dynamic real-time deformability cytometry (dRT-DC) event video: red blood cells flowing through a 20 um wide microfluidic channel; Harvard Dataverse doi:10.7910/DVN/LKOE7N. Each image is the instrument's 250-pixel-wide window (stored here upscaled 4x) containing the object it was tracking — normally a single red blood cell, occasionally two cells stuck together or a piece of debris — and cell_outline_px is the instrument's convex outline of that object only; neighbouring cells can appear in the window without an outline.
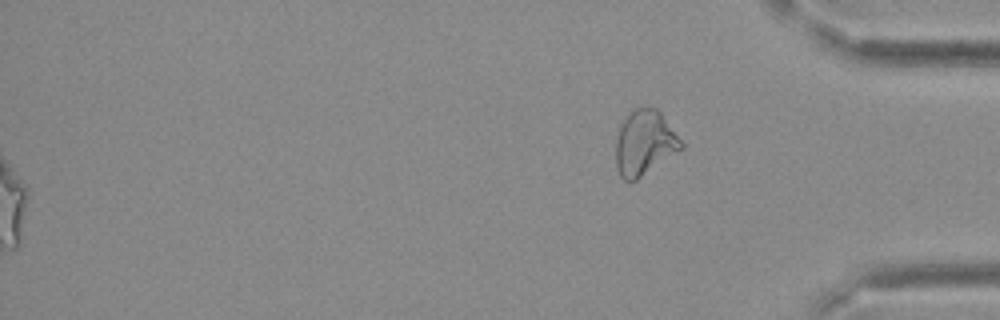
{"species": "Egyptian fruit bat (a non-hibernating species)", "species_latin": "Rousettus aegyptiacus", "temperature_condition": "cold", "stored_images_in_passage": 40, "segment_of_instrument_passage": [2, 2], "camera_frame_rate_fps": 3000, "um_per_image_px": 0.085, "frame": {"image": 1, "passage_image": 40, "time_ms": 13.0, "image_size_px": [1000, 320], "cell_outline_px": [[684, 148], [636, 180], [624, 180], [620, 176], [616, 168], [616, 140], [624, 116], [628, 112], [636, 108], [656, 108], [660, 112], [684, 144]], "centroid_in_image_um": [54.78, 12.15], "position_along_channel_um": 380.4, "area_um2": 24.57}}